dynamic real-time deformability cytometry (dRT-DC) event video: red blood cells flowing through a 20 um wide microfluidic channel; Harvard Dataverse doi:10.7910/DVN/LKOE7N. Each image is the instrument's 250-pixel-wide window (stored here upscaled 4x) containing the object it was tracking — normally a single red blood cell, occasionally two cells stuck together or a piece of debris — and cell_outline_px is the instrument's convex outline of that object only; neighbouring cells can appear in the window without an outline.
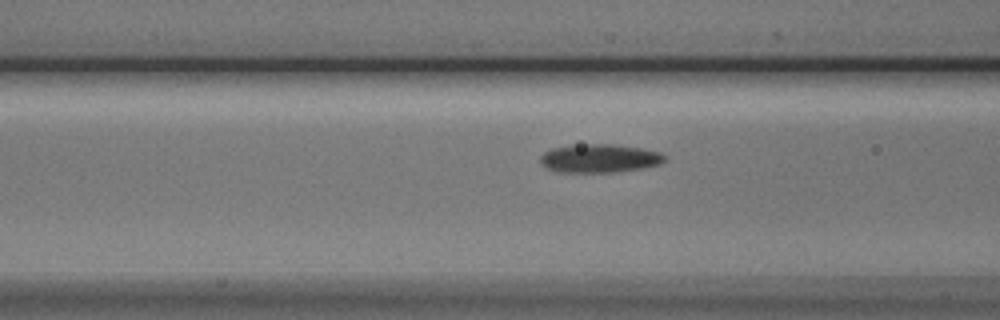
{"species": "Egyptian fruit bat (a non-hibernating species)", "species_latin": "Rousettus aegyptiacus", "temperature_condition": "cold", "stored_images_in_passage": 14, "camera_frame_rate_fps": 3000, "um_per_image_px": 0.085, "animal": {"sex": "male"}, "frame": {"image": 1, "passage_image": 12, "time_ms": 3.667, "image_size_px": [1000, 320], "cell_outline_px": [[668, 160], [660, 164], [640, 168], [612, 172], [556, 172], [540, 164], [540, 156], [544, 152], [552, 148], [572, 144], [612, 144], [644, 148], [660, 152]], "centroid_in_image_um": [50.94, 13.45], "position_along_channel_um": 115.7, "area_um2": 20.81}}